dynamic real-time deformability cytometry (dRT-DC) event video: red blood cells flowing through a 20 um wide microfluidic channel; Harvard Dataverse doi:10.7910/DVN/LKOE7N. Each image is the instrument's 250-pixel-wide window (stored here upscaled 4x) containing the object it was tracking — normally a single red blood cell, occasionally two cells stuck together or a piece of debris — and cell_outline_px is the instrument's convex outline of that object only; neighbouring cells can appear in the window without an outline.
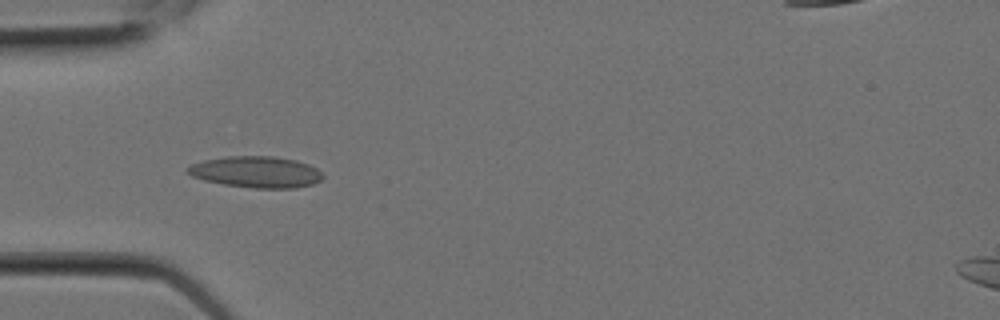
{"species": "Egyptian fruit bat (a non-hibernating species)", "species_latin": "Rousettus aegyptiacus", "temperature_condition": "room temperature", "stored_images_in_passage": 7, "camera_frame_rate_fps": 3000, "um_per_image_px": 0.085, "animal": {"sex": "female"}, "frame": {"image": 1, "passage_image": 6, "time_ms": 1.667, "image_size_px": [1000, 320], "cell_outline_px": [[324, 176], [320, 180], [312, 184], [296, 188], [252, 188], [224, 184], [204, 180], [192, 176], [188, 172], [188, 168], [192, 164], [204, 160], [228, 156], [276, 156], [296, 160], [308, 164], [316, 168]], "centroid_in_image_um": [21.8, 14.61], "position_along_channel_um": 63.2, "area_um2": 24.57}}
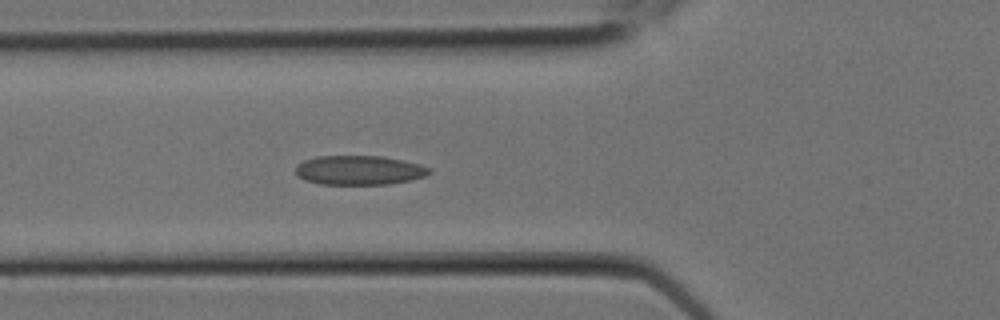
{"frame": {"image": 2, "passage_image": 7, "time_ms": 2.0, "image_size_px": [1000, 320], "cell_outline_px": [[432, 172], [424, 176], [408, 180], [388, 184], [320, 184], [304, 180], [296, 176], [296, 168], [304, 160], [316, 156], [380, 156], [420, 164], [432, 168]], "centroid_in_image_um": [30.52, 14.47], "position_along_channel_um": 95.3, "area_um2": 22.72}}